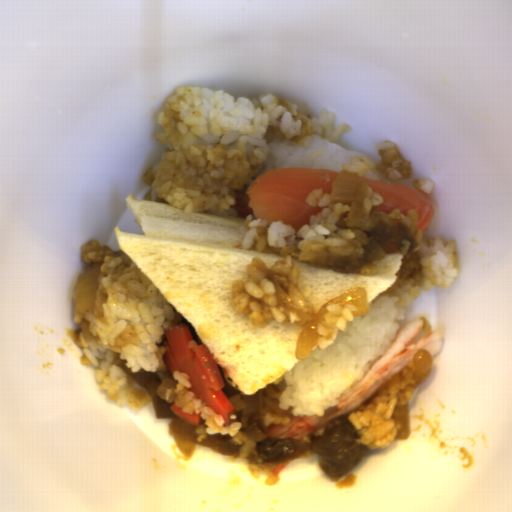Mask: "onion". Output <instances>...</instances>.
<instances>
[{
	"mask_svg": "<svg viewBox=\"0 0 512 512\" xmlns=\"http://www.w3.org/2000/svg\"><path fill=\"white\" fill-rule=\"evenodd\" d=\"M330 305H339L344 309L346 305L356 307L351 313L354 317L365 315L370 310L368 293L364 287H353L342 294L331 299L322 305L311 321L306 322L303 326L302 332L298 337L295 358L297 360H304L312 352L313 348L318 345L317 327L325 321L324 316L327 315V307Z\"/></svg>",
	"mask_w": 512,
	"mask_h": 512,
	"instance_id": "06740285",
	"label": "onion"
},
{
	"mask_svg": "<svg viewBox=\"0 0 512 512\" xmlns=\"http://www.w3.org/2000/svg\"><path fill=\"white\" fill-rule=\"evenodd\" d=\"M100 272V268L82 272L75 283L73 301L81 315L95 312L94 301L99 288L97 279Z\"/></svg>",
	"mask_w": 512,
	"mask_h": 512,
	"instance_id": "6bf65262",
	"label": "onion"
},
{
	"mask_svg": "<svg viewBox=\"0 0 512 512\" xmlns=\"http://www.w3.org/2000/svg\"><path fill=\"white\" fill-rule=\"evenodd\" d=\"M197 426L187 422L180 416L174 417L169 423L170 435L175 445L189 458H192L198 445L199 437L195 433Z\"/></svg>",
	"mask_w": 512,
	"mask_h": 512,
	"instance_id": "55239325",
	"label": "onion"
},
{
	"mask_svg": "<svg viewBox=\"0 0 512 512\" xmlns=\"http://www.w3.org/2000/svg\"><path fill=\"white\" fill-rule=\"evenodd\" d=\"M364 177H359L358 172L342 169L331 183V200L339 203L353 202L357 188L363 183Z\"/></svg>",
	"mask_w": 512,
	"mask_h": 512,
	"instance_id": "23ac38db",
	"label": "onion"
},
{
	"mask_svg": "<svg viewBox=\"0 0 512 512\" xmlns=\"http://www.w3.org/2000/svg\"><path fill=\"white\" fill-rule=\"evenodd\" d=\"M415 371L413 373V381L416 386L421 385L431 375L433 358L430 351L419 349L412 357Z\"/></svg>",
	"mask_w": 512,
	"mask_h": 512,
	"instance_id": "2ce2d468",
	"label": "onion"
},
{
	"mask_svg": "<svg viewBox=\"0 0 512 512\" xmlns=\"http://www.w3.org/2000/svg\"><path fill=\"white\" fill-rule=\"evenodd\" d=\"M391 419L395 421L394 426L397 428L394 441L407 440L410 437L409 401L406 404H397L391 414Z\"/></svg>",
	"mask_w": 512,
	"mask_h": 512,
	"instance_id": "275d332c",
	"label": "onion"
},
{
	"mask_svg": "<svg viewBox=\"0 0 512 512\" xmlns=\"http://www.w3.org/2000/svg\"><path fill=\"white\" fill-rule=\"evenodd\" d=\"M157 376L160 378L161 382L157 386V394L159 398L162 400L166 399V390L173 389L177 385V380H175L169 372H158Z\"/></svg>",
	"mask_w": 512,
	"mask_h": 512,
	"instance_id": "25a0d678",
	"label": "onion"
}]
</instances>
